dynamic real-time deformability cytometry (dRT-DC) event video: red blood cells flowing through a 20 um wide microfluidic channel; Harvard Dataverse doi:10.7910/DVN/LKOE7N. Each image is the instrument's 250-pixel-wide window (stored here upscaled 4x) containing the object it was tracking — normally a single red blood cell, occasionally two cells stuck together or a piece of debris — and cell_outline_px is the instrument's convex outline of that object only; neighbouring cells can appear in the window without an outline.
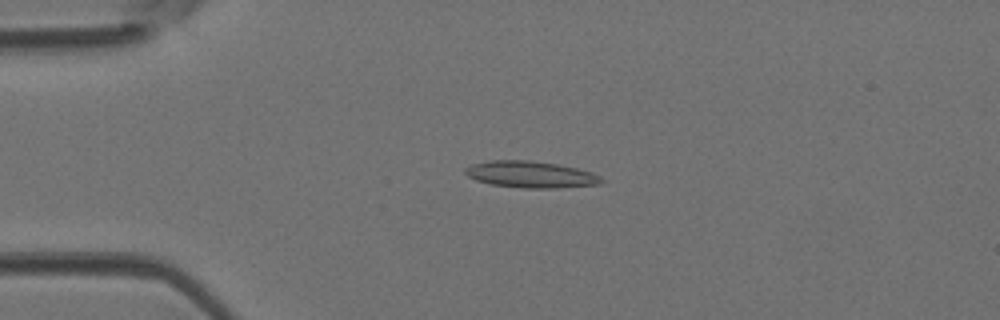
{"species": "Egyptian fruit bat (a non-hibernating species)", "species_latin": "Rousettus aegyptiacus", "temperature_condition": "room temperature", "stored_images_in_passage": 41, "camera_frame_rate_fps": 3000, "um_per_image_px": 0.085, "animal": {"sex": "female"}, "frame": {"image": 1, "passage_image": 10, "time_ms": 3.0, "image_size_px": [1000, 320], "cell_outline_px": [[604, 180], [600, 184], [556, 188], [520, 188], [492, 184], [476, 180], [468, 176], [464, 172], [464, 168], [472, 164], [488, 160], [528, 160], [556, 164], [576, 168], [592, 172], [600, 176]], "centroid_in_image_um": [45.09, 14.83], "position_along_channel_um": 39.9, "area_um2": 21.1}}
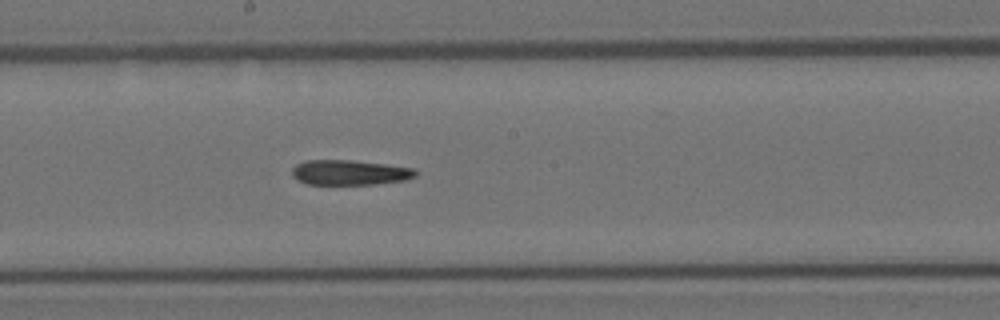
{"frame": {"image": 2, "passage_image": 24, "time_ms": 7.667, "image_size_px": [1000, 320], "cell_outline_px": [[416, 176], [404, 180], [372, 184], [308, 184], [296, 180], [292, 176], [292, 168], [296, 164], [304, 160], [348, 160], [384, 164], [416, 168]], "centroid_in_image_um": [29.68, 14.66], "position_along_channel_um": 218.5, "area_um2": 17.98}}
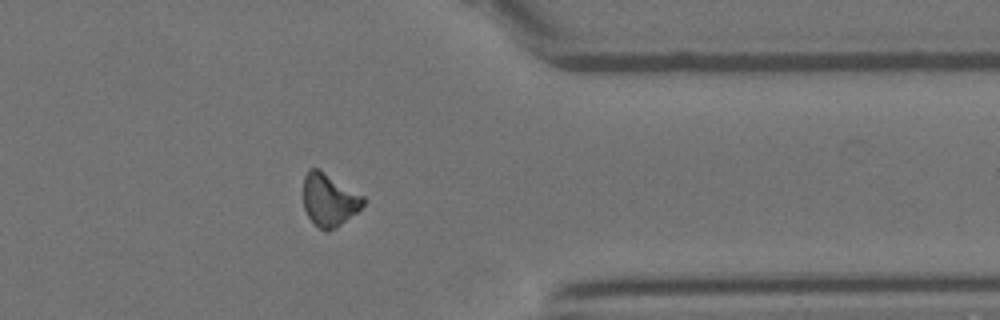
{"frame": {"image": 3, "passage_image": 36, "time_ms": 11.667, "image_size_px": [1000, 320], "cell_outline_px": [[364, 204], [356, 212], [336, 228], [328, 232], [324, 232], [308, 216], [304, 208], [304, 176], [308, 168], [320, 168], [364, 196]], "centroid_in_image_um": [27.97, 16.96], "position_along_channel_um": 383.4, "area_um2": 18.44}}